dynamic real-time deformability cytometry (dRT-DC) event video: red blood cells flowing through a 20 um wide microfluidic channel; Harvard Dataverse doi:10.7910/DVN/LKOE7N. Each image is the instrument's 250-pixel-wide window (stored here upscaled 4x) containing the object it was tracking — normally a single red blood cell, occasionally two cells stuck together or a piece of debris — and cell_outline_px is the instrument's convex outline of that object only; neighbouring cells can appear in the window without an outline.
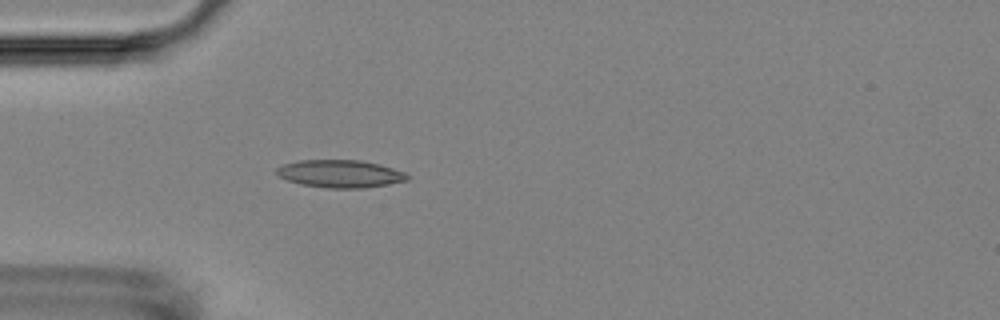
{"species": "Egyptian fruit bat (a non-hibernating species)", "species_latin": "Rousettus aegyptiacus", "temperature_condition": "room temperature", "stored_images_in_passage": 4, "camera_frame_rate_fps": 3000, "um_per_image_px": 0.085, "animal": {"sex": "female"}, "frame": {"image": 1, "passage_image": 4, "time_ms": 3.333, "image_size_px": [1000, 320], "cell_outline_px": [[408, 180], [388, 184], [364, 188], [328, 188], [300, 184], [276, 176], [276, 168], [284, 164], [300, 160], [360, 160], [380, 164], [404, 172], [408, 176]], "centroid_in_image_um": [28.89, 14.77], "position_along_channel_um": 56.1, "area_um2": 21.04}}